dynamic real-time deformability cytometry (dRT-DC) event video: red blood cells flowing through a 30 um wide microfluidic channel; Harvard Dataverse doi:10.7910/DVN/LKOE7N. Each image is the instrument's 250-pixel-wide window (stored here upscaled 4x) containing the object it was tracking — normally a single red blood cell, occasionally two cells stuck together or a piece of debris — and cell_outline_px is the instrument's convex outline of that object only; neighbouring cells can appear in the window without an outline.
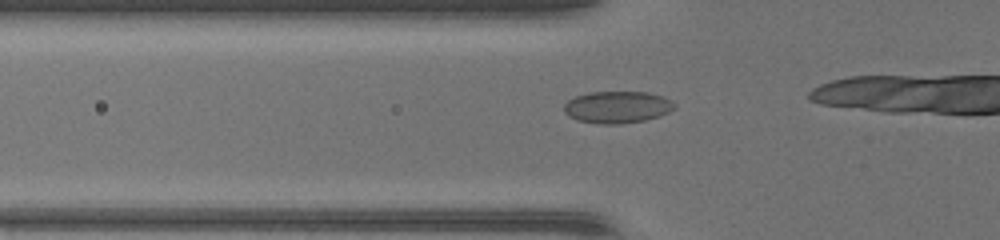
{"species": "common noctule bat (a hibernating species)", "species_latin": "Nyctalus noctula", "temperature_condition": "warm", "stored_images_in_passage": 8, "camera_frame_rate_fps": 3000, "um_per_image_px": 0.085, "animal": {"sex": "female", "body_mass_g": 17.0, "forearm_length_mm": 48.0}, "frame": {"image": 1, "passage_image": 3, "time_ms": 0.667, "image_size_px": [1000, 240], "cell_outline_px": [[676, 108], [668, 112], [644, 120], [620, 124], [600, 124], [576, 120], [568, 116], [564, 112], [564, 104], [568, 100], [576, 96], [588, 92], [648, 92], [664, 96], [672, 100], [676, 104]], "centroid_in_image_um": [52.46, 9.1], "position_along_channel_um": 73.3, "area_um2": 20.69}}
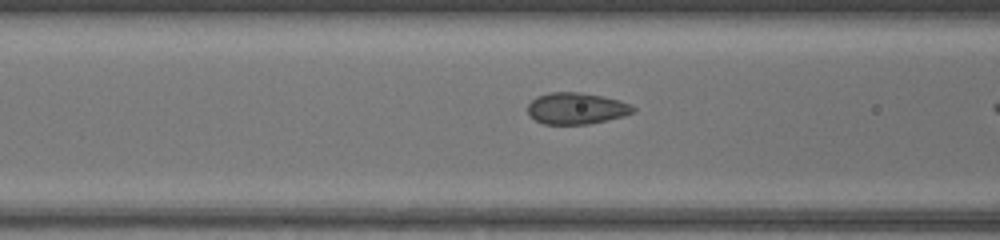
{"frame": {"image": 2, "passage_image": 6, "time_ms": 1.667, "image_size_px": [1000, 240], "cell_outline_px": [[636, 112], [624, 116], [608, 120], [588, 124], [544, 124], [528, 116], [528, 104], [536, 96], [548, 92], [580, 92], [604, 96], [620, 100], [632, 104], [636, 108]], "centroid_in_image_um": [49.02, 9.21], "position_along_channel_um": 117.6, "area_um2": 19.71}}